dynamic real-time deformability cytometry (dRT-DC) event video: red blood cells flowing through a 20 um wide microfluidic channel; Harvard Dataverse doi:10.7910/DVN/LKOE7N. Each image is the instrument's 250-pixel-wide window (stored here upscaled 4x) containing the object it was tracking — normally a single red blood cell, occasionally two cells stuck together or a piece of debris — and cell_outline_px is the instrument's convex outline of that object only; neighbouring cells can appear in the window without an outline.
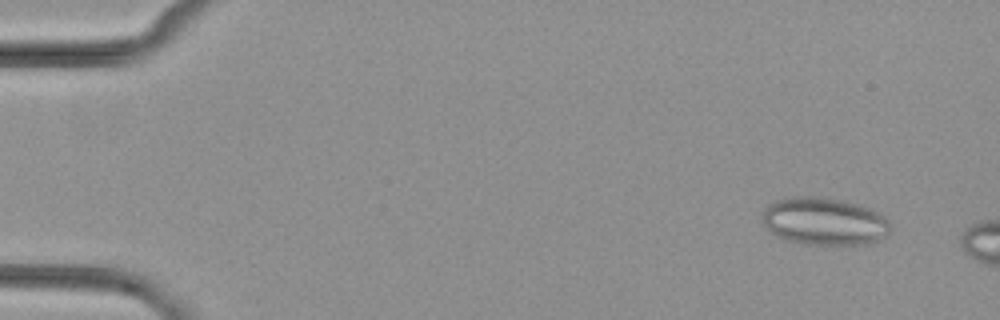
{"species": "common noctule bat (a hibernating species)", "species_latin": "Nyctalus noctula", "temperature_condition": "cold", "stored_images_in_passage": 9, "camera_frame_rate_fps": 3000, "um_per_image_px": 0.085, "animal": {"sex": "female", "body_mass_g": 29.2, "forearm_length_mm": 56.3}, "frame": {"image": 1, "passage_image": 4, "time_ms": 1.0, "image_size_px": [1000, 320], "cell_outline_px": [[892, 224], [888, 236], [868, 244], [804, 244], [788, 240], [776, 236], [764, 224], [760, 216], [760, 212], [768, 204], [784, 196], [816, 196], [844, 200], [860, 204], [872, 208], [884, 216]], "centroid_in_image_um": [70.06, 18.79], "position_along_channel_um": 14.9, "area_um2": 36.24}}